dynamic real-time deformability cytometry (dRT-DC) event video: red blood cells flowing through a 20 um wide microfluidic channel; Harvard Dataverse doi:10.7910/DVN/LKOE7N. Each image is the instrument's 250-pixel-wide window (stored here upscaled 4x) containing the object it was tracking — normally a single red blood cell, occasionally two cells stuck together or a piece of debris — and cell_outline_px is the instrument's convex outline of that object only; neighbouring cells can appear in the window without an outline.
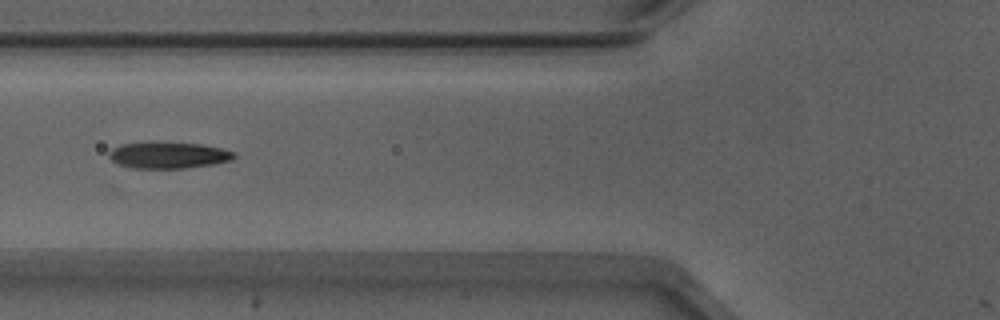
{"species": "Egyptian fruit bat (a non-hibernating species)", "species_latin": "Rousettus aegyptiacus", "temperature_condition": "warm", "stored_images_in_passage": 26, "camera_frame_rate_fps": 3000, "um_per_image_px": 0.085, "animal": {"sex": "male"}, "frame": {"image": 1, "passage_image": 8, "time_ms": 2.333, "image_size_px": [1000, 320], "cell_outline_px": [[236, 156], [228, 160], [212, 164], [184, 168], [132, 168], [120, 164], [112, 160], [108, 156], [108, 152], [112, 148], [120, 144], [148, 140], [152, 140], [200, 144], [220, 148], [236, 152]], "centroid_in_image_um": [14.24, 13.15], "position_along_channel_um": 111.6, "area_um2": 19.65}}
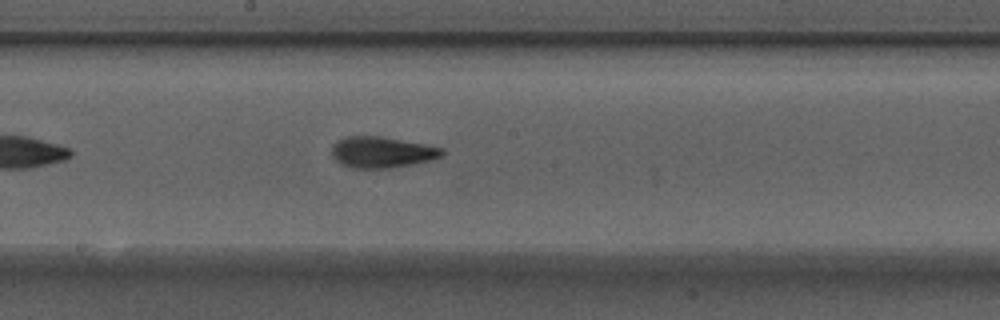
{"frame": {"image": 2, "passage_image": 16, "time_ms": 5.0, "image_size_px": [1000, 320], "cell_outline_px": [[444, 152], [440, 156], [428, 160], [412, 164], [388, 168], [352, 168], [340, 164], [332, 156], [332, 144], [336, 140], [344, 136], [380, 136], [424, 144], [444, 148]], "centroid_in_image_um": [32.39, 12.93], "position_along_channel_um": 215.8, "area_um2": 19.94}}
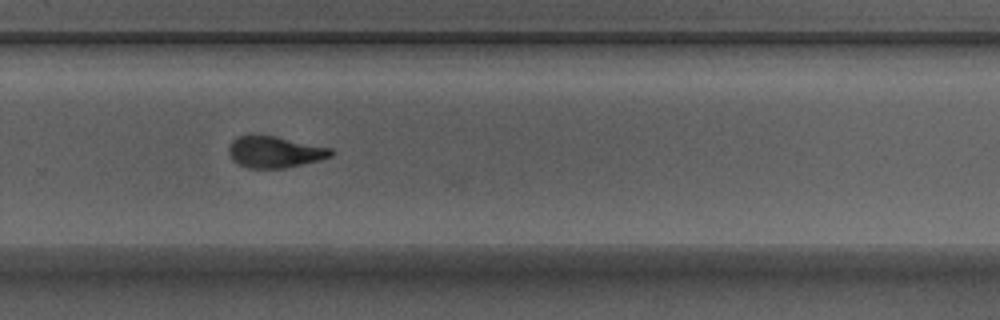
{"frame": {"image": 3, "passage_image": 23, "time_ms": 7.333, "image_size_px": [1000, 320], "cell_outline_px": [[336, 152], [332, 156], [320, 160], [288, 168], [248, 168], [232, 160], [228, 152], [228, 148], [232, 140], [240, 136], [252, 132], [276, 136], [332, 148]], "centroid_in_image_um": [23.36, 12.89], "position_along_channel_um": 306.4, "area_um2": 19.31}}